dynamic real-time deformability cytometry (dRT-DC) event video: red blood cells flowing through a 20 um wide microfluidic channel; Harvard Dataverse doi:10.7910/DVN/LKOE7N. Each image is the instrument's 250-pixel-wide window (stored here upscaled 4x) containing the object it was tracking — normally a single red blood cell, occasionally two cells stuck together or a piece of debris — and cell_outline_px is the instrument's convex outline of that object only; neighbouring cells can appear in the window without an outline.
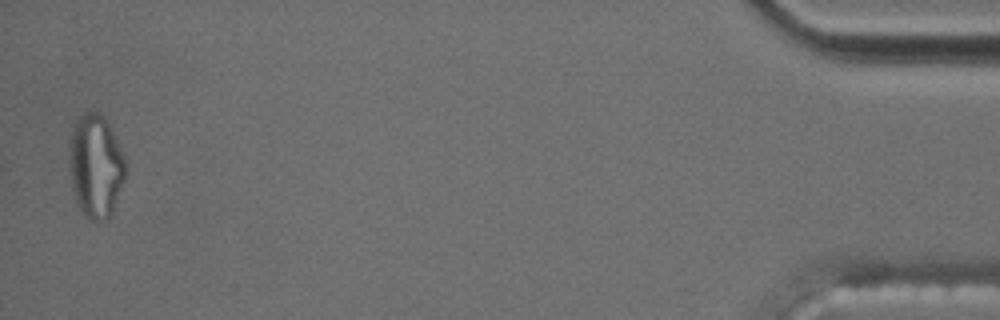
{"species": "common noctule bat (a hibernating species)", "species_latin": "Nyctalus noctula", "temperature_condition": "cold", "stored_images_in_passage": 43, "segment_of_instrument_passage": [2, 2], "camera_frame_rate_fps": 3000, "um_per_image_px": 0.085, "animal": {"sex": "male", "body_mass_g": 17.5, "forearm_length_mm": 52.3}, "frame": {"image": 1, "passage_image": 42, "time_ms": 13.667, "image_size_px": [1000, 320], "cell_outline_px": [[128, 164], [124, 180], [112, 216], [96, 224], [84, 216], [76, 204], [72, 188], [68, 156], [68, 148], [72, 128], [76, 120], [84, 112], [96, 112], [104, 116], [112, 128]], "centroid_in_image_um": [8.14, 14.15], "position_along_channel_um": 427.1, "area_um2": 34.91}}